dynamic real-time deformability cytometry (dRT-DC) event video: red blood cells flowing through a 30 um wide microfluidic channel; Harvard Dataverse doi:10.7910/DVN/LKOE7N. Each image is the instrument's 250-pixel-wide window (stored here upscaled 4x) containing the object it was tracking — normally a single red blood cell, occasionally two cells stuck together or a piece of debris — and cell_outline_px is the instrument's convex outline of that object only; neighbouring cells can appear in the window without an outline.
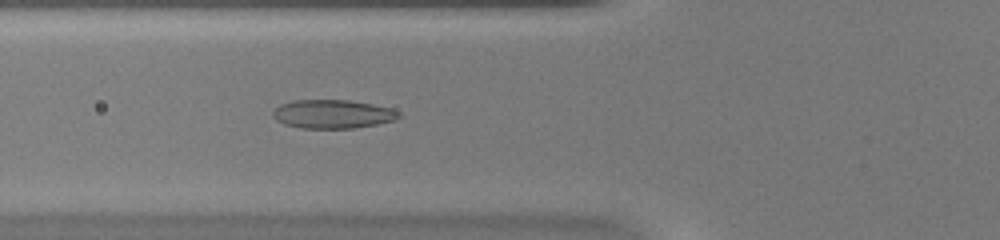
{"species": "common noctule bat (a hibernating species)", "species_latin": "Nyctalus noctula", "temperature_condition": "warm", "stored_images_in_passage": 53, "camera_frame_rate_fps": 3000, "um_per_image_px": 0.085, "animal": {"sex": "female", "body_mass_g": 20.0, "forearm_length_mm": 54.0}, "frame": {"image": 1, "passage_image": 21, "time_ms": 6.667, "image_size_px": [1000, 240], "cell_outline_px": [[400, 116], [396, 120], [376, 124], [352, 128], [300, 128], [284, 124], [276, 120], [272, 116], [272, 112], [280, 104], [292, 100], [348, 100], [372, 104], [392, 108], [400, 112]], "centroid_in_image_um": [28.26, 9.69], "position_along_channel_um": 97.5, "area_um2": 21.1}}
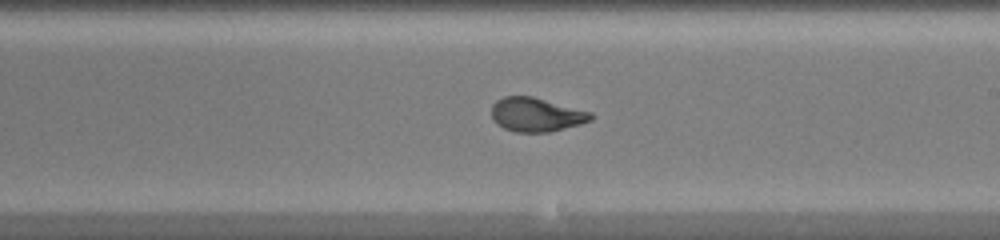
{"frame": {"image": 2, "passage_image": 32, "time_ms": 10.333, "image_size_px": [1000, 240], "cell_outline_px": [[596, 116], [592, 120], [580, 124], [548, 132], [516, 132], [504, 128], [496, 124], [492, 120], [492, 104], [496, 100], [504, 96], [532, 96], [592, 112]], "centroid_in_image_um": [45.58, 9.74], "position_along_channel_um": 243.4, "area_um2": 19.77}}
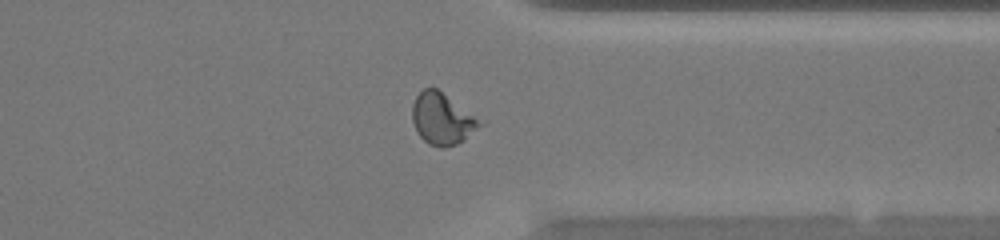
{"frame": {"image": 3, "passage_image": 42, "time_ms": 13.667, "image_size_px": [1000, 240], "cell_outline_px": [[484, 124], [464, 140], [456, 144], [444, 148], [440, 148], [428, 144], [416, 132], [412, 120], [412, 104], [416, 96], [424, 88], [436, 88]], "centroid_in_image_um": [37.54, 10.14], "position_along_channel_um": 373.9, "area_um2": 19.88}, "authors_computed_cell_mechanics": {"area_um2": 20.519, "velocity_mm_per_s": 3.976, "shape_relaxation_time_tau1_ms": 6.0076, "shape_relaxation_time_tau2_ms": null, "deformation_change_tau1": 0.2358, "deformation_change_tau2": null}}